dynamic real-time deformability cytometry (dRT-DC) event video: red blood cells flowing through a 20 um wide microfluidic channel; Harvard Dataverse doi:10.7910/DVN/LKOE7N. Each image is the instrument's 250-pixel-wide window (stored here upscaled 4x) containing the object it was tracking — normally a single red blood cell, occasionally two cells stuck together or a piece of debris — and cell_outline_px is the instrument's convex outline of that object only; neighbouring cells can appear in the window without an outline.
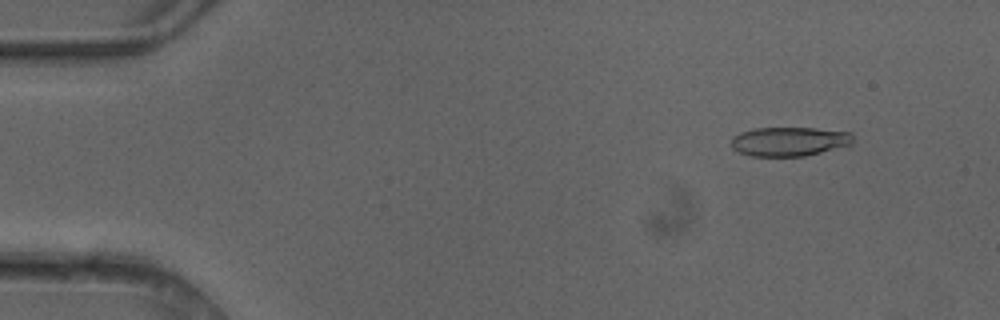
{"species": "common noctule bat (a hibernating species)", "species_latin": "Nyctalus noctula", "temperature_condition": "cold", "stored_images_in_passage": 4, "camera_frame_rate_fps": 3000, "um_per_image_px": 0.085, "animal": {"sex": "female"}, "frame": {"image": 1, "passage_image": 1, "time_ms": 0.0, "image_size_px": [1000, 320], "cell_outline_px": [[852, 140], [848, 144], [820, 152], [804, 156], [748, 156], [732, 148], [732, 136], [740, 132], [756, 128], [816, 128], [852, 132]], "centroid_in_image_um": [67.03, 12.01], "position_along_channel_um": 18.0, "area_um2": 20.46}}
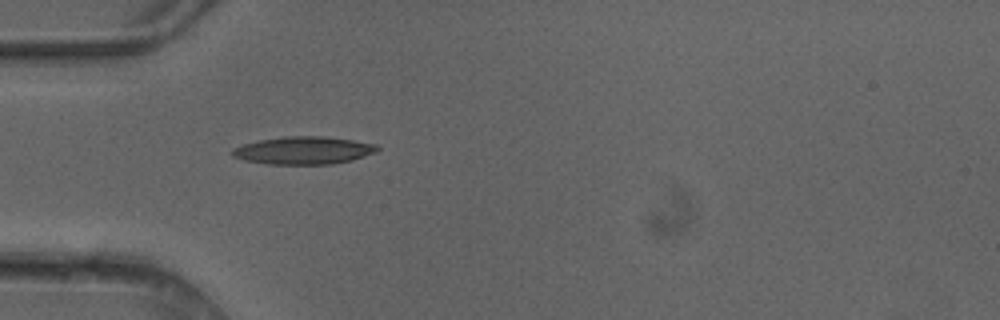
{"frame": {"image": 2, "passage_image": 4, "time_ms": 1.0, "image_size_px": [1000, 320], "cell_outline_px": [[380, 148], [376, 152], [352, 160], [332, 164], [268, 164], [244, 160], [232, 156], [232, 148], [244, 144], [260, 140], [284, 136], [324, 136], [352, 140], [376, 144]], "centroid_in_image_um": [25.81, 12.78], "position_along_channel_um": 59.2, "area_um2": 23.35}}